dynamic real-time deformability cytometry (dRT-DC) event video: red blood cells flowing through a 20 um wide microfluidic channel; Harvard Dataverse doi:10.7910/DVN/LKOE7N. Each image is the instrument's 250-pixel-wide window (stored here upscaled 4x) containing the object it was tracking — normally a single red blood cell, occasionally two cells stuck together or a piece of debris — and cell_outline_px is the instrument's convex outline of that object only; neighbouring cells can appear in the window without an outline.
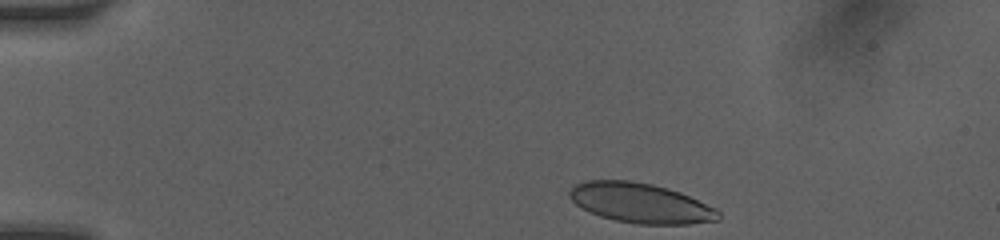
{"species": "human", "species_latin": "Homo sapiens", "temperature_condition": "room temperature", "stored_images_in_passage": 36, "camera_frame_rate_fps": 3000, "um_per_image_px": 0.085, "donor": {"sex": "female"}, "frame": {"image": 1, "passage_image": 1, "time_ms": 0.0, "image_size_px": [1000, 240], "cell_outline_px": [[720, 220], [688, 224], [636, 224], [616, 220], [600, 216], [576, 204], [568, 196], [568, 192], [576, 184], [584, 180], [632, 180], [652, 184], [668, 188], [680, 192], [716, 208], [720, 212]], "centroid_in_image_um": [54.46, 17.25], "position_along_channel_um": 30.5, "area_um2": 34.56}}
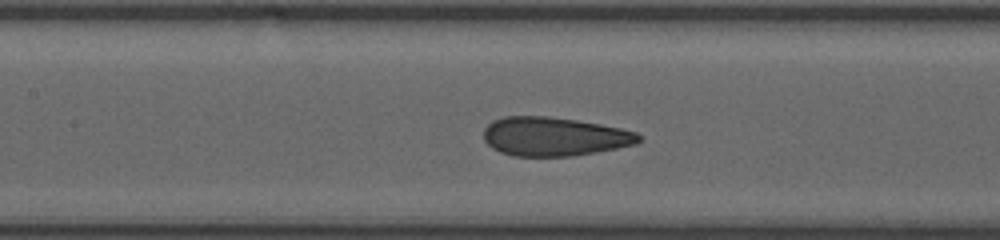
{"frame": {"image": 2, "passage_image": 15, "time_ms": 5.0, "image_size_px": [1000, 240], "cell_outline_px": [[640, 140], [636, 144], [616, 148], [572, 156], [512, 156], [500, 152], [492, 148], [484, 140], [484, 128], [492, 120], [504, 116], [548, 116], [576, 120], [600, 124], [620, 128], [636, 132], [640, 136]], "centroid_in_image_um": [47.06, 11.6], "position_along_channel_um": 160.3, "area_um2": 35.08}}
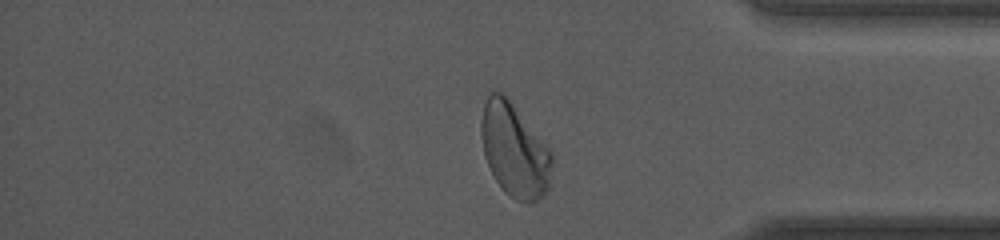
{"frame": {"image": 3, "passage_image": 31, "time_ms": 11.0, "image_size_px": [1000, 240], "cell_outline_px": [[552, 164], [548, 188], [544, 196], [532, 204], [524, 204], [508, 196], [504, 192], [496, 180], [484, 156], [480, 136], [480, 120], [484, 104], [488, 96], [492, 92], [504, 92], [508, 96], [552, 152]], "centroid_in_image_um": [43.72, 12.78], "position_along_channel_um": 391.5, "area_um2": 39.07}, "authors_computed_cell_mechanics": {"area_um2": 35.3447, "velocity_mm_per_s": 4.1018, "shape_relaxation_time_tau1_ms": 4.0589, "shape_relaxation_time_tau2_ms": null, "deformation_change_tau1": 0.1374, "deformation_change_tau2": null}}